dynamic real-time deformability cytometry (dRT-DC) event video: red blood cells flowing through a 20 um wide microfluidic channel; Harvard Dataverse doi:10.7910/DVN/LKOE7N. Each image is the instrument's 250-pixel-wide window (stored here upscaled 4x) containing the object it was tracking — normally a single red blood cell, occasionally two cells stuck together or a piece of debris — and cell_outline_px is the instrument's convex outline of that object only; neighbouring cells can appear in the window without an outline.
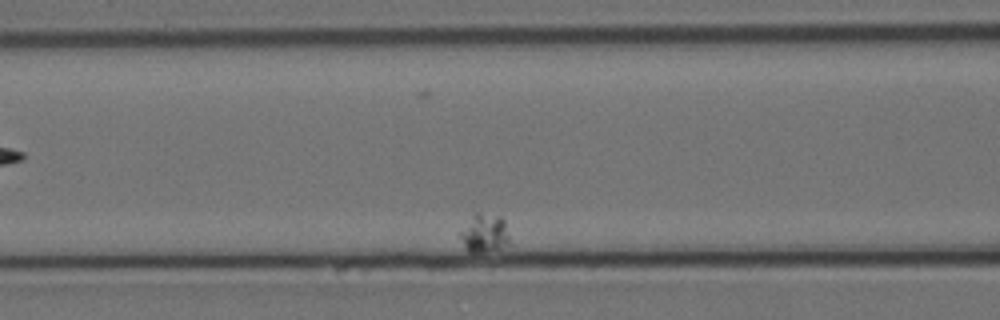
{"species": "Egyptian fruit bat (a non-hibernating species)", "species_latin": "Rousettus aegyptiacus", "temperature_condition": "cold", "stored_images_in_passage": 11, "segment_of_instrument_passage": [2, 2], "camera_frame_rate_fps": 3000, "um_per_image_px": 0.085, "animal": {"sex": "female"}, "frame": {"image": 1, "passage_image": 7, "time_ms": 2.0, "image_size_px": [1000, 320], "cell_outline_px": [[508, 244], [500, 248], [484, 252], [468, 252], [464, 248], [460, 236], [460, 232], [472, 216], [476, 212], [480, 212], [500, 216], [504, 220], [508, 236]], "centroid_in_image_um": [41.16, 19.82], "position_along_channel_um": 125.4, "area_um2": 10.92}}
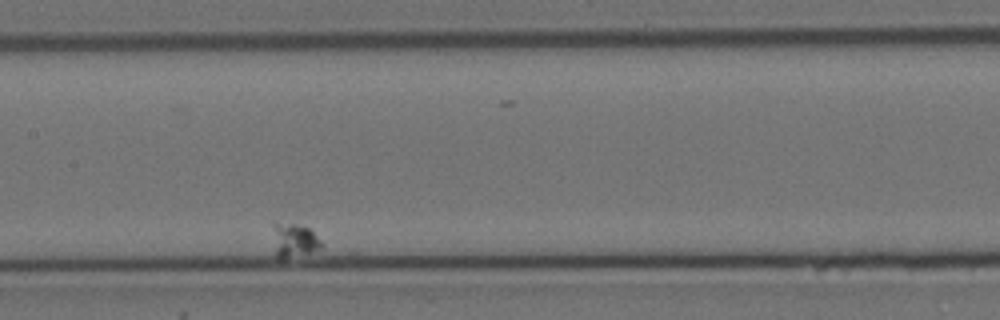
{"frame": {"image": 2, "passage_image": 10, "time_ms": 3.0, "image_size_px": [1000, 320], "cell_outline_px": [[324, 248], [284, 260], [280, 260], [276, 256], [272, 224], [272, 220], [276, 220], [296, 224], [312, 228], [324, 244]], "centroid_in_image_um": [25.02, 20.4], "position_along_channel_um": 182.4, "area_um2": 10.29}}